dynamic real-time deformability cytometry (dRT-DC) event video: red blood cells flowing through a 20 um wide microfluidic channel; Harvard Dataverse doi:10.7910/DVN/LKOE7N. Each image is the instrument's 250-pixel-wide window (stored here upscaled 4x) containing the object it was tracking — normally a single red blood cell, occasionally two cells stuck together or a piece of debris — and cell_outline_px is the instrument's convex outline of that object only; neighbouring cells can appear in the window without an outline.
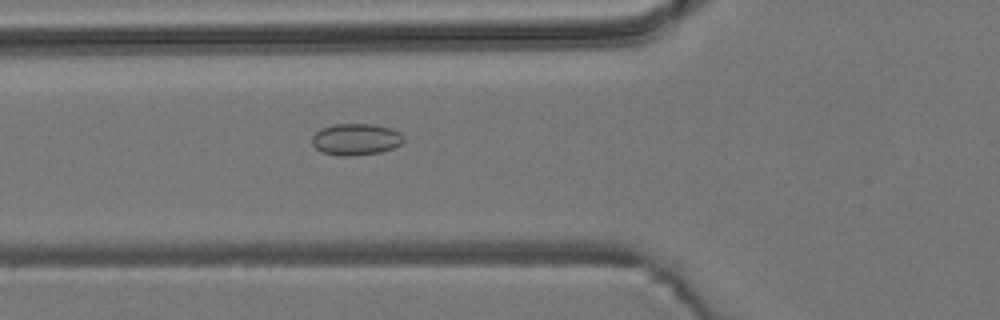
{"species": "common noctule bat (a hibernating species)", "species_latin": "Nyctalus noctula", "temperature_condition": "room temperature", "stored_images_in_passage": 41, "camera_frame_rate_fps": 3000, "um_per_image_px": 0.085, "animal": {"sex": "male", "body_mass_g": 19.2, "forearm_length_mm": 51.8}, "frame": {"image": 1, "passage_image": 10, "time_ms": 3.0, "image_size_px": [1000, 320], "cell_outline_px": [[404, 140], [400, 144], [392, 148], [380, 152], [352, 156], [340, 156], [320, 152], [312, 144], [312, 136], [320, 128], [332, 124], [376, 124], [392, 128], [400, 132], [404, 136]], "centroid_in_image_um": [30.24, 11.83], "position_along_channel_um": 95.6, "area_um2": 17.11}}
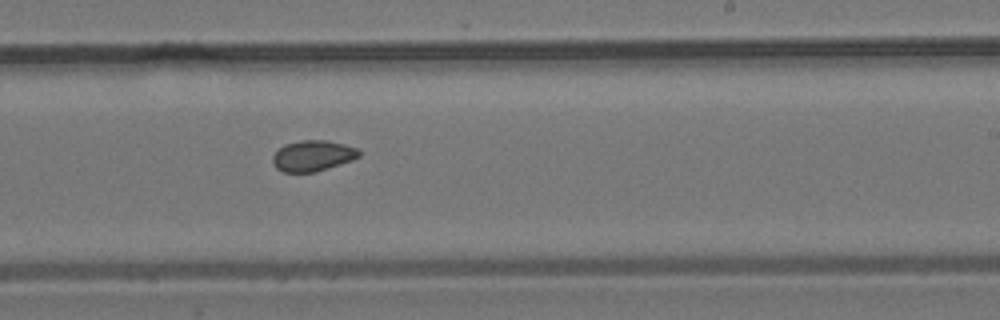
{"frame": {"image": 2, "passage_image": 23, "time_ms": 7.333, "image_size_px": [1000, 320], "cell_outline_px": [[360, 156], [352, 160], [316, 172], [284, 172], [276, 168], [272, 164], [272, 156], [284, 144], [300, 140], [324, 140], [344, 144], [356, 148], [360, 152]], "centroid_in_image_um": [26.56, 13.24], "position_along_channel_um": 262.4, "area_um2": 15.49}}
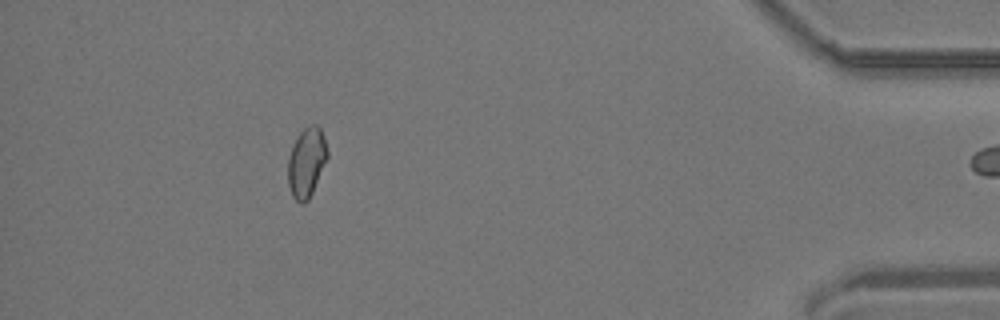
{"frame": {"image": 3, "passage_image": 39, "time_ms": 12.667, "image_size_px": [1000, 320], "cell_outline_px": [[328, 156], [312, 192], [308, 200], [304, 204], [300, 204], [292, 196], [288, 184], [288, 156], [292, 144], [296, 136], [304, 128], [312, 124], [316, 124], [320, 128], [324, 136], [328, 152]], "centroid_in_image_um": [26.04, 13.78], "position_along_channel_um": 409.2, "area_um2": 16.07}, "authors_computed_cell_mechanics": {"area_um2": 15.8372, "velocity_mm_per_s": 3.8384, "shape_relaxation_time_tau1_ms": null, "shape_relaxation_time_tau2_ms": 4.2442, "deformation_change_tau1": null, "deformation_change_tau2": 0.0758}}